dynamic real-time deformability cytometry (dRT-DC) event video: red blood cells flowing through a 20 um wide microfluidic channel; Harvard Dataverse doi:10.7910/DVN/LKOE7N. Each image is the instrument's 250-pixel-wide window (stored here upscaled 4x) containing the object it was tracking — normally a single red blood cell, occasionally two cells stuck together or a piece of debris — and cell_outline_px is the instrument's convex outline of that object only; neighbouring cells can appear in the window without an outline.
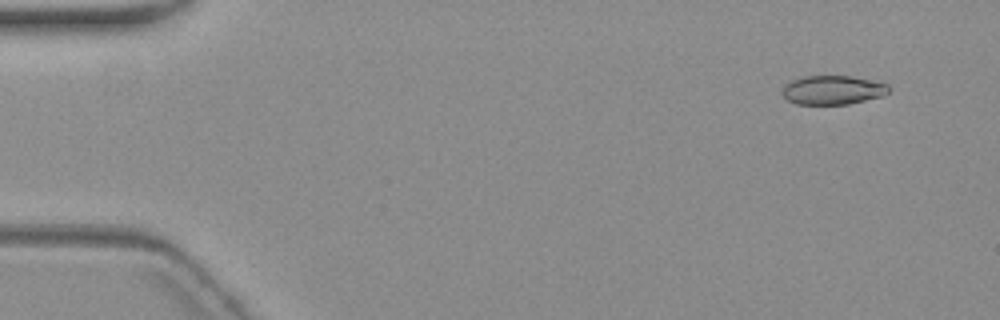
{"species": "common noctule bat (a hibernating species)", "species_latin": "Nyctalus noctula", "temperature_condition": "warm", "stored_images_in_passage": 5, "camera_frame_rate_fps": 3000, "um_per_image_px": 0.085, "animal": {"sex": "female", "body_mass_g": 19.3, "forearm_length_mm": 54.1}, "frame": {"image": 1, "passage_image": 1, "time_ms": 0.0, "image_size_px": [1000, 320], "cell_outline_px": [[892, 88], [884, 96], [848, 104], [796, 104], [788, 100], [784, 96], [784, 84], [800, 76], [852, 76], [876, 80], [888, 84]], "centroid_in_image_um": [70.85, 7.64], "position_along_channel_um": 14.2, "area_um2": 18.21}}
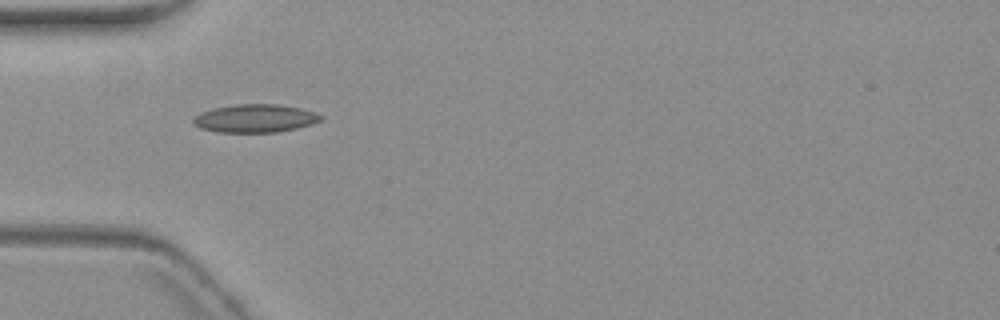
{"frame": {"image": 2, "passage_image": 4, "time_ms": 4.667, "image_size_px": [1000, 320], "cell_outline_px": [[324, 116], [320, 120], [296, 128], [276, 132], [220, 132], [200, 128], [192, 124], [192, 120], [200, 112], [212, 108], [236, 104], [276, 104], [300, 108]], "centroid_in_image_um": [21.62, 10.05], "position_along_channel_um": 63.4, "area_um2": 20.69}}
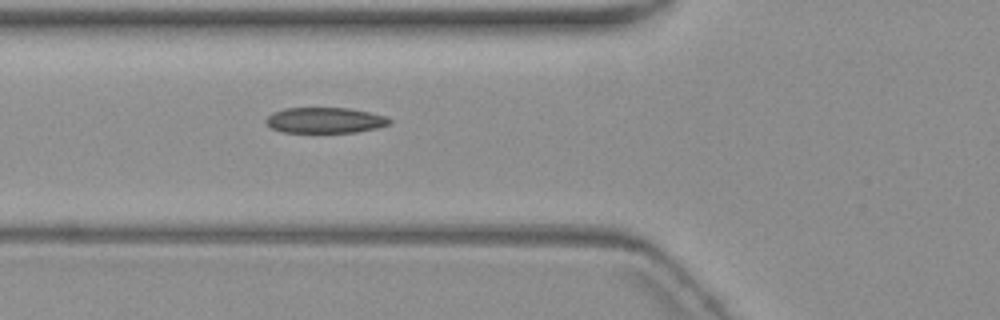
{"frame": {"image": 3, "passage_image": 5, "time_ms": 5.667, "image_size_px": [1000, 320], "cell_outline_px": [[392, 124], [376, 128], [356, 132], [284, 132], [272, 128], [264, 120], [272, 112], [284, 108], [352, 108], [384, 116], [392, 120]], "centroid_in_image_um": [27.63, 10.22], "position_along_channel_um": 98.2, "area_um2": 18.44}}